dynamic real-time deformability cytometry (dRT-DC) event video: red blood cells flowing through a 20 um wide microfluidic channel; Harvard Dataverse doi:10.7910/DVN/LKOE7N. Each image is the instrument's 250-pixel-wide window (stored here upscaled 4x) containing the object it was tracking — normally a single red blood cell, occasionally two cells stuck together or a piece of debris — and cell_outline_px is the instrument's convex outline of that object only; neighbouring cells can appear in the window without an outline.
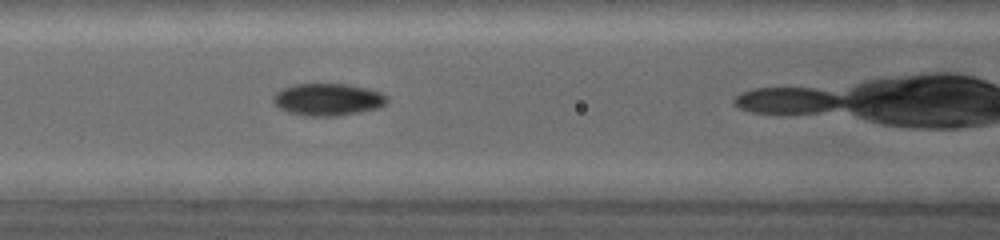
{"species": "common noctule bat (a hibernating species)", "species_latin": "Nyctalus noctula", "temperature_condition": "warm", "stored_images_in_passage": 19, "camera_frame_rate_fps": 5000, "um_per_image_px": 0.085, "animal": {"sex": "female", "body_mass_g": 19.0, "forearm_length_mm": 53.3}, "frame": {"image": 1, "passage_image": 8, "time_ms": 1.4, "image_size_px": [1000, 240], "cell_outline_px": [[388, 100], [380, 108], [340, 116], [304, 116], [288, 112], [280, 108], [272, 100], [272, 96], [280, 88], [292, 84], [348, 84], [368, 88], [380, 92], [388, 96]], "centroid_in_image_um": [27.86, 8.45], "position_along_channel_um": 138.7, "area_um2": 21.68}}
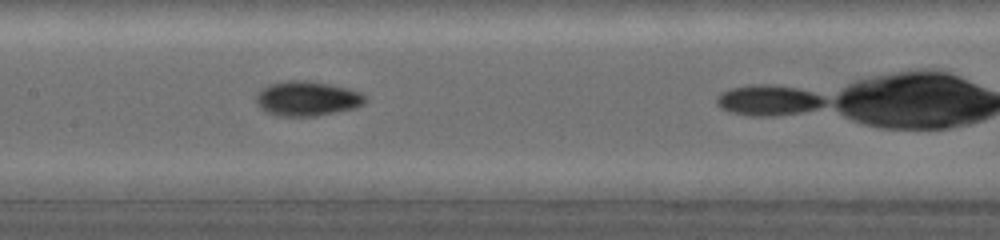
{"frame": {"image": 2, "passage_image": 14, "time_ms": 2.4, "image_size_px": [1000, 240], "cell_outline_px": [[368, 100], [364, 104], [356, 108], [316, 116], [276, 116], [260, 108], [256, 104], [256, 92], [260, 88], [268, 84], [288, 80], [308, 80], [348, 88], [360, 92], [368, 96]], "centroid_in_image_um": [26.1, 8.37], "position_along_channel_um": 181.3, "area_um2": 22.48}}